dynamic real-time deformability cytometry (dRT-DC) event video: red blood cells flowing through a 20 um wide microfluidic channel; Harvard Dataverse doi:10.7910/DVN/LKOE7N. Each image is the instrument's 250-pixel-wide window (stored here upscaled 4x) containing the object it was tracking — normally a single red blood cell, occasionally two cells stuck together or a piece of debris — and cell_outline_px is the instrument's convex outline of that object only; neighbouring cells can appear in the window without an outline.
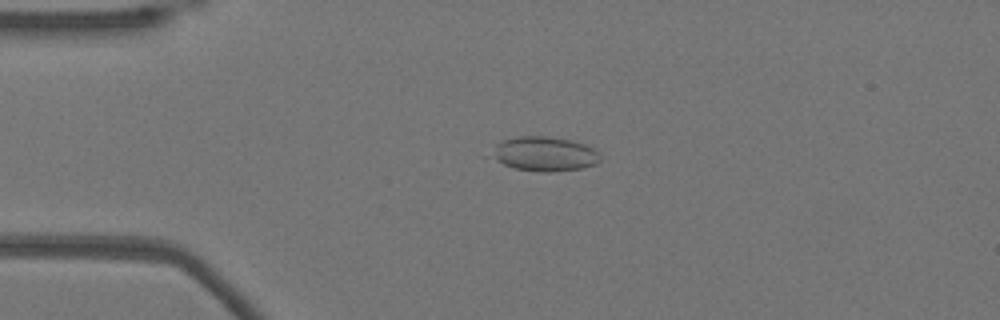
{"species": "Egyptian fruit bat (a non-hibernating species)", "species_latin": "Rousettus aegyptiacus", "temperature_condition": "warm", "stored_images_in_passage": 52, "camera_frame_rate_fps": 3000, "um_per_image_px": 0.085, "animal": {"sex": "female"}, "frame": {"image": 1, "passage_image": 12, "time_ms": 3.667, "image_size_px": [1000, 320], "cell_outline_px": [[600, 160], [596, 164], [580, 168], [552, 172], [544, 172], [512, 168], [504, 164], [492, 156], [492, 152], [496, 144], [500, 140], [520, 136], [548, 136], [572, 140], [584, 144], [592, 148], [600, 156]], "centroid_in_image_um": [46.27, 13.07], "position_along_channel_um": 38.7, "area_um2": 21.68}}
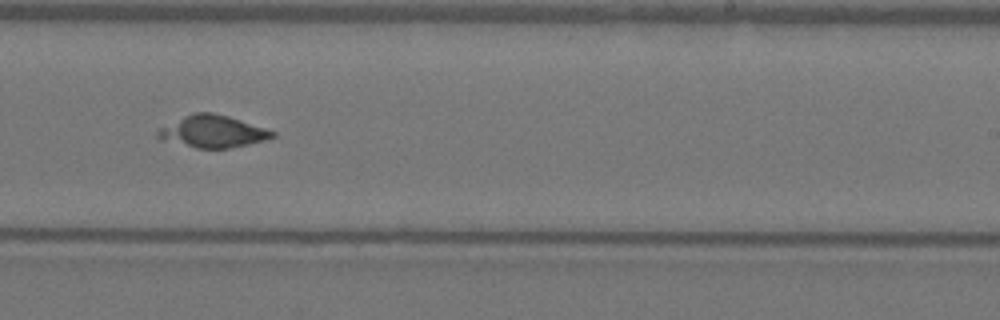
{"frame": {"image": 2, "passage_image": 32, "time_ms": 10.333, "image_size_px": [1000, 320], "cell_outline_px": [[276, 136], [264, 140], [248, 144], [228, 148], [196, 148], [160, 140], [156, 136], [156, 132], [160, 128], [192, 112], [212, 112], [228, 116], [276, 132]], "centroid_in_image_um": [18.04, 11.18], "position_along_channel_um": 271.0, "area_um2": 21.27}}
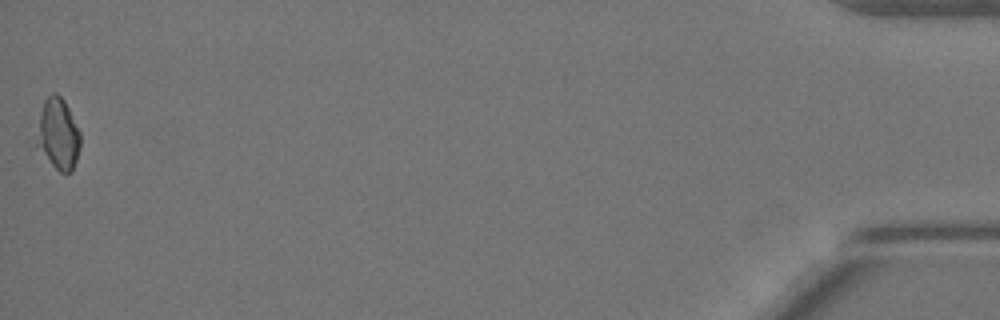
{"frame": {"image": 3, "passage_image": 52, "time_ms": 17.0, "image_size_px": [1000, 320], "cell_outline_px": [[80, 148], [72, 172], [60, 172], [52, 164], [36, 144], [40, 112], [44, 100], [52, 92], [56, 92], [64, 100], [80, 132]], "centroid_in_image_um": [4.96, 11.37], "position_along_channel_um": 430.2, "area_um2": 17.74}}